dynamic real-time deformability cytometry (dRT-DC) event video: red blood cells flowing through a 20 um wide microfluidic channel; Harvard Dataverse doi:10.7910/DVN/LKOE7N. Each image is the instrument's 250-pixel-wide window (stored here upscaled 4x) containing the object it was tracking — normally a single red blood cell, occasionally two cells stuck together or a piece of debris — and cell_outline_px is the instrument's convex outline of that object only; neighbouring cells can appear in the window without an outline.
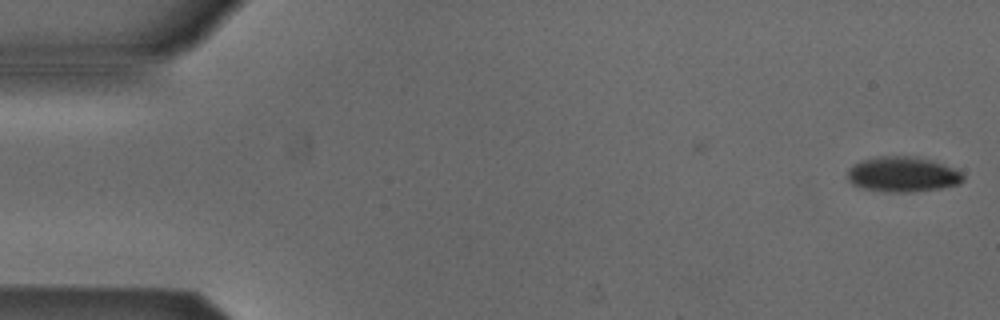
{"species": "Egyptian fruit bat (a non-hibernating species)", "species_latin": "Rousettus aegyptiacus", "temperature_condition": "cold", "stored_images_in_passage": 3, "camera_frame_rate_fps": 3000, "um_per_image_px": 0.085, "animal": {"sex": "male"}, "frame": {"image": 1, "passage_image": 3, "time_ms": 0.667, "image_size_px": [1000, 320], "cell_outline_px": [[964, 180], [960, 184], [940, 188], [912, 192], [884, 192], [860, 188], [852, 184], [848, 180], [848, 168], [852, 164], [860, 160], [876, 156], [916, 156], [932, 160], [944, 164], [964, 172]], "centroid_in_image_um": [76.72, 14.81], "position_along_channel_um": 8.3, "area_um2": 24.28}}